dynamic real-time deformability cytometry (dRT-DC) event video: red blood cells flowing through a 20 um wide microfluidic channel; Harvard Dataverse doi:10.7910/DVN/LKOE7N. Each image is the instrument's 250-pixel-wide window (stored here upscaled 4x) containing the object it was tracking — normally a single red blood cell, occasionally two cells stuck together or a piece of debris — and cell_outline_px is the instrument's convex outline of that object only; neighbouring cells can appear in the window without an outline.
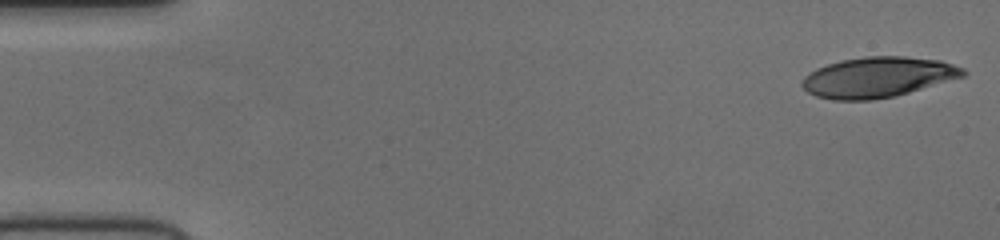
{"species": "human", "species_latin": "Homo sapiens", "temperature_condition": "cold", "stored_images_in_passage": 52, "camera_frame_rate_fps": 3000, "um_per_image_px": 0.085, "donor": {"sex": "female"}, "frame": {"image": 1, "passage_image": 1, "time_ms": 0.0, "image_size_px": [1000, 240], "cell_outline_px": [[968, 72], [964, 76], [896, 96], [872, 100], [832, 100], [816, 96], [808, 92], [800, 84], [800, 80], [804, 76], [816, 68], [840, 60], [864, 56], [904, 56], [940, 60], [964, 68]], "centroid_in_image_um": [74.59, 6.56], "position_along_channel_um": 10.4, "area_um2": 38.09}}
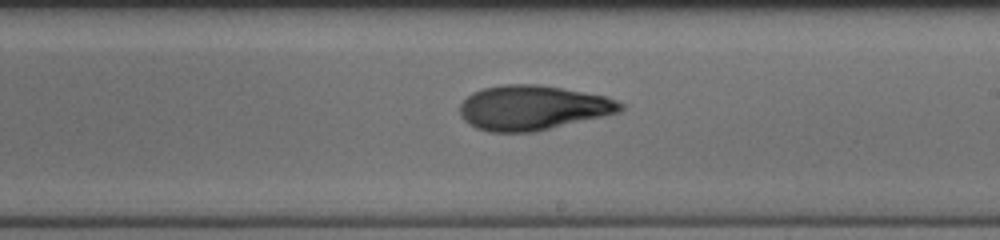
{"frame": {"image": 2, "passage_image": 30, "time_ms": 9.667, "image_size_px": [1000, 240], "cell_outline_px": [[624, 108], [620, 112], [604, 116], [536, 132], [488, 132], [476, 128], [468, 124], [460, 116], [460, 104], [472, 92], [484, 88], [504, 84], [540, 84], [608, 96], [624, 104]], "centroid_in_image_um": [45.29, 9.16], "position_along_channel_um": 243.7, "area_um2": 42.19}}
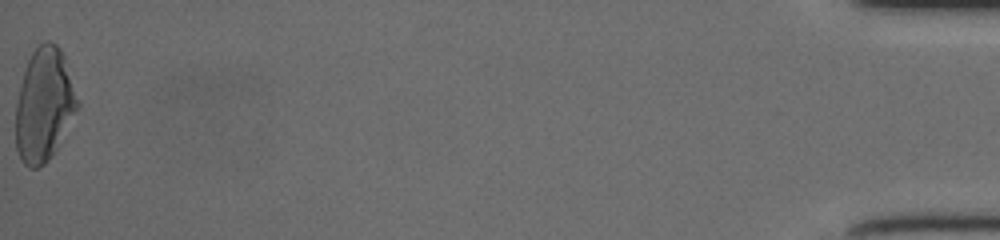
{"frame": {"image": 3, "passage_image": 52, "time_ms": 17.0, "image_size_px": [1000, 240], "cell_outline_px": [[80, 104], [52, 156], [44, 164], [36, 168], [28, 168], [20, 160], [16, 148], [16, 104], [20, 84], [28, 60], [32, 52], [44, 40], [48, 40], [56, 44], [60, 48], [64, 56], [80, 100]], "centroid_in_image_um": [3.75, 8.91], "position_along_channel_um": 431.4, "area_um2": 40.86}}